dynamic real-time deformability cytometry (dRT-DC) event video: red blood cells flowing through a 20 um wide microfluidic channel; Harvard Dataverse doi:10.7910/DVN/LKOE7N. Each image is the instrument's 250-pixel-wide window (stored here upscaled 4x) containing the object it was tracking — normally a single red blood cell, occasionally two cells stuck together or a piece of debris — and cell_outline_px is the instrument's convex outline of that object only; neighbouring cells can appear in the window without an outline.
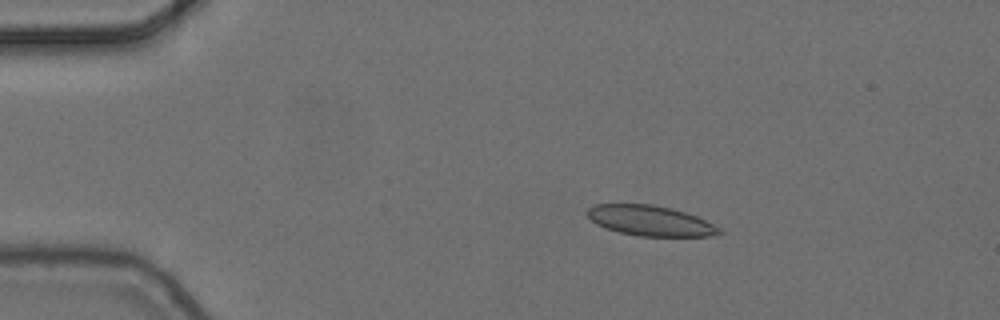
{"species": "common noctule bat (a hibernating species)", "species_latin": "Nyctalus noctula", "temperature_condition": "cold", "stored_images_in_passage": 3, "camera_frame_rate_fps": 3000, "um_per_image_px": 0.085, "animal": {"sex": "female", "body_mass_g": 24.6, "forearm_length_mm": 56.2}, "frame": {"image": 1, "passage_image": 1, "time_ms": 0.0, "image_size_px": [1000, 320], "cell_outline_px": [[724, 232], [712, 236], [636, 236], [620, 232], [596, 224], [584, 212], [588, 208], [596, 204], [652, 204], [672, 208], [696, 216], [720, 228]], "centroid_in_image_um": [55.26, 18.75], "position_along_channel_um": 29.7, "area_um2": 23.18}}